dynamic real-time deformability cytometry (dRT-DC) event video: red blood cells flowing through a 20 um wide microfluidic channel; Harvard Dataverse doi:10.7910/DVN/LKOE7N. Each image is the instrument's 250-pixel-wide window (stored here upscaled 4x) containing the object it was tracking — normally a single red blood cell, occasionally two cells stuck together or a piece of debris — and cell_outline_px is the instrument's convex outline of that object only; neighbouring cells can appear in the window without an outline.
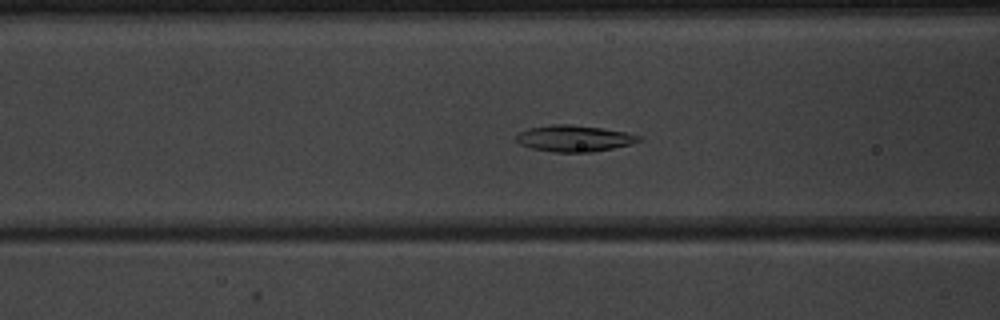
{"species": "common noctule bat (a hibernating species)", "species_latin": "Nyctalus noctula", "temperature_condition": "warm", "stored_images_in_passage": 45, "camera_frame_rate_fps": 3000, "um_per_image_px": 0.085, "animal": {"sex": "male", "body_mass_g": 20.1, "forearm_length_mm": 53.5}, "frame": {"image": 1, "passage_image": 15, "time_ms": 4.667, "image_size_px": [1000, 320], "cell_outline_px": [[640, 140], [632, 144], [592, 152], [552, 152], [532, 148], [520, 144], [516, 140], [516, 136], [520, 132], [528, 128], [552, 124], [568, 124], [600, 128], [624, 132], [640, 136]], "centroid_in_image_um": [48.77, 11.77], "position_along_channel_um": 117.8, "area_um2": 18.61}}
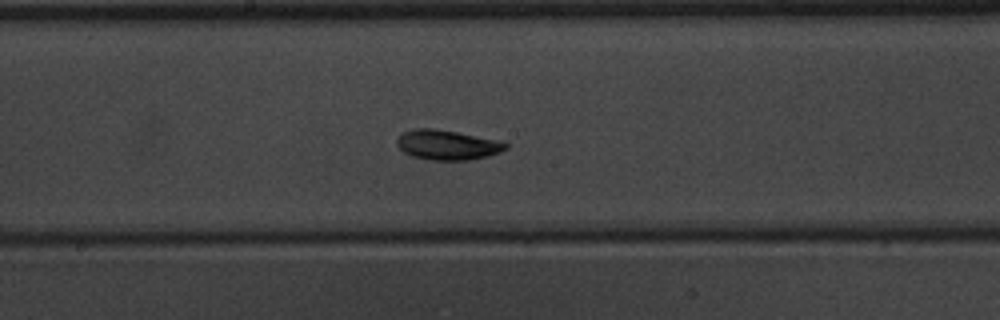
{"frame": {"image": 2, "passage_image": 22, "time_ms": 7.0, "image_size_px": [1000, 320], "cell_outline_px": [[508, 148], [500, 152], [488, 156], [468, 160], [428, 160], [412, 156], [404, 152], [396, 144], [396, 140], [400, 132], [416, 128], [432, 128], [504, 140], [508, 144]], "centroid_in_image_um": [38.04, 12.31], "position_along_channel_um": 210.2, "area_um2": 19.25}}
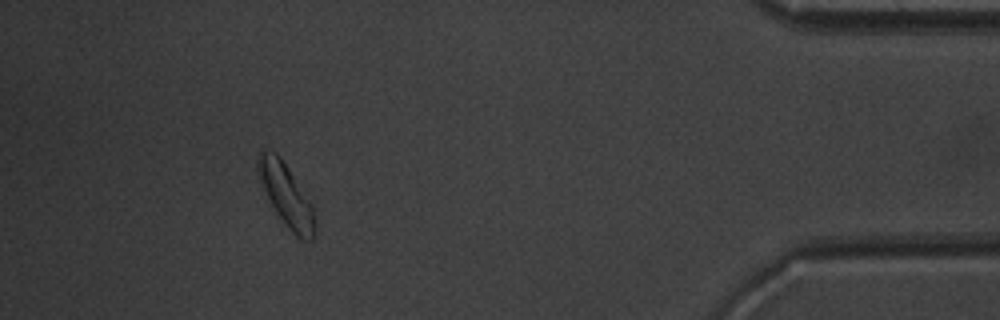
{"frame": {"image": 3, "passage_image": 41, "time_ms": 13.333, "image_size_px": [1000, 320], "cell_outline_px": [[316, 232], [312, 240], [300, 240], [288, 228], [276, 212], [268, 200], [256, 168], [256, 160], [260, 152], [276, 152], [280, 156], [312, 204], [316, 220]], "centroid_in_image_um": [24.35, 16.63], "position_along_channel_um": 410.8, "area_um2": 20.58}, "authors_computed_cell_mechanics": {"area_um2": 18.7272, "velocity_mm_per_s": 3.9594, "shape_relaxation_time_tau1_ms": 6.2445, "shape_relaxation_time_tau2_ms": null, "deformation_change_tau1": 0.1654, "deformation_change_tau2": null}}